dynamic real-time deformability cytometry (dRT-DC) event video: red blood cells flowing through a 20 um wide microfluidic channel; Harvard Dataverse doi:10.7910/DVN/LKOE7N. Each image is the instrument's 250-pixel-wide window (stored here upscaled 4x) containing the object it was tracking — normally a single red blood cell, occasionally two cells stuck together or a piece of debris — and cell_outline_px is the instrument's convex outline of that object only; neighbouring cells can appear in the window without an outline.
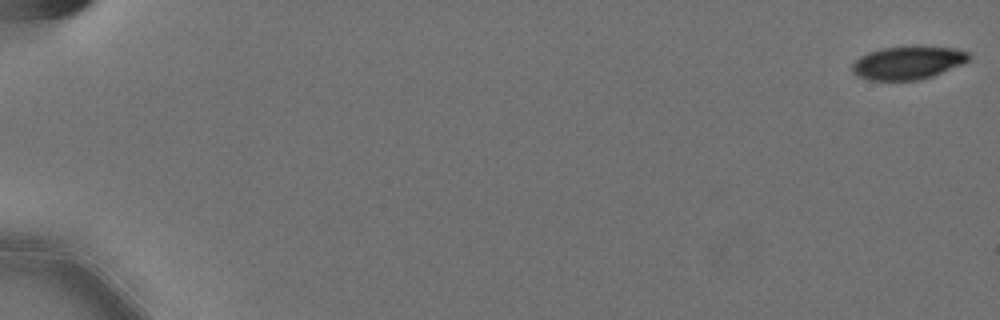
{"species": "Egyptian fruit bat (a non-hibernating species)", "species_latin": "Rousettus aegyptiacus", "temperature_condition": "cold", "stored_images_in_passage": 58, "camera_frame_rate_fps": 3000, "um_per_image_px": 0.085, "animal": {"sex": "female"}, "frame": {"image": 1, "passage_image": 1, "time_ms": 0.0, "image_size_px": [1000, 320], "cell_outline_px": [[972, 56], [968, 60], [960, 64], [932, 76], [916, 80], [868, 80], [856, 76], [852, 72], [852, 64], [860, 56], [868, 52], [884, 48], [956, 48], [968, 52]], "centroid_in_image_um": [77.11, 5.36], "position_along_channel_um": 7.9, "area_um2": 21.85}}
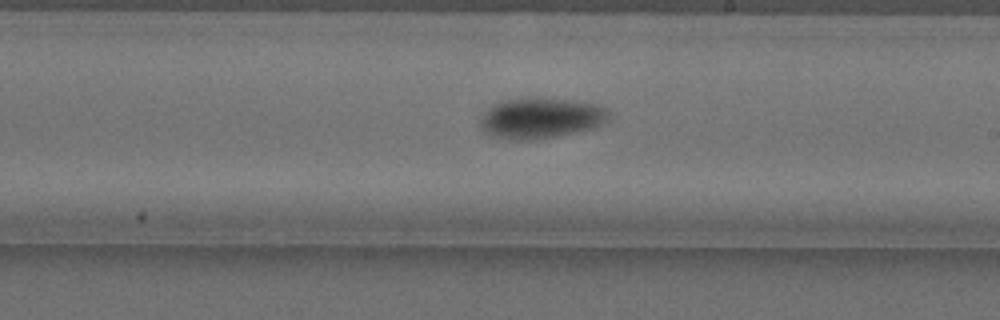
{"frame": {"image": 2, "passage_image": 36, "time_ms": 11.667, "image_size_px": [1000, 320], "cell_outline_px": [[608, 120], [592, 128], [556, 136], [532, 140], [512, 140], [492, 136], [484, 132], [480, 128], [480, 116], [488, 108], [504, 100], [532, 96], [536, 96], [572, 100], [600, 104], [608, 108]], "centroid_in_image_um": [45.95, 10.01], "position_along_channel_um": 243.1, "area_um2": 30.92}}
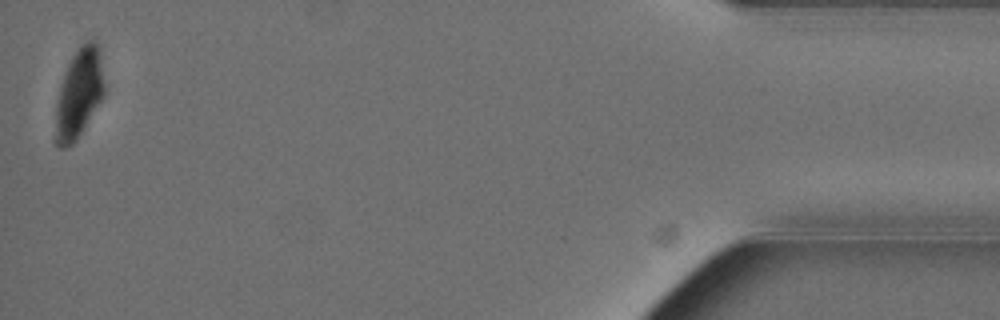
{"frame": {"image": 3, "passage_image": 58, "time_ms": 19.0, "image_size_px": [1000, 320], "cell_outline_px": [[104, 96], [80, 136], [68, 148], [60, 148], [56, 144], [56, 104], [60, 84], [64, 72], [72, 56], [80, 44], [88, 40], [96, 40], [100, 48], [104, 80]], "centroid_in_image_um": [6.73, 7.91], "position_along_channel_um": 428.5, "area_um2": 25.78}, "authors_computed_cell_mechanics": {"area_um2": 26.5013, "velocity_mm_per_s": 3.5779, "shape_relaxation_time_tau1_ms": 4.0497, "shape_relaxation_time_tau2_ms": null, "deformation_change_tau1": 0.1324, "deformation_change_tau2": null}}